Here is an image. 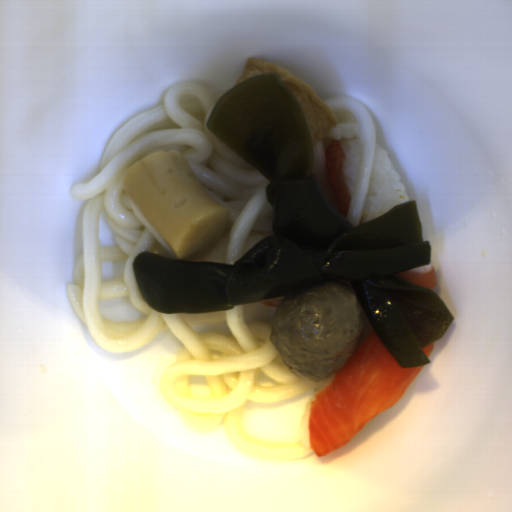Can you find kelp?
Segmentation results:
<instances>
[{
    "label": "kelp",
    "instance_id": "obj_1",
    "mask_svg": "<svg viewBox=\"0 0 512 512\" xmlns=\"http://www.w3.org/2000/svg\"><path fill=\"white\" fill-rule=\"evenodd\" d=\"M206 125L270 181L264 192L272 234L233 263L140 253L132 267L148 307L167 315L231 310L337 279L350 283L402 368L430 363L422 348L442 338L454 318L436 291L396 275L431 264L416 200L357 226L332 208L313 173L307 123L278 73L233 86Z\"/></svg>",
    "mask_w": 512,
    "mask_h": 512
}]
</instances>
